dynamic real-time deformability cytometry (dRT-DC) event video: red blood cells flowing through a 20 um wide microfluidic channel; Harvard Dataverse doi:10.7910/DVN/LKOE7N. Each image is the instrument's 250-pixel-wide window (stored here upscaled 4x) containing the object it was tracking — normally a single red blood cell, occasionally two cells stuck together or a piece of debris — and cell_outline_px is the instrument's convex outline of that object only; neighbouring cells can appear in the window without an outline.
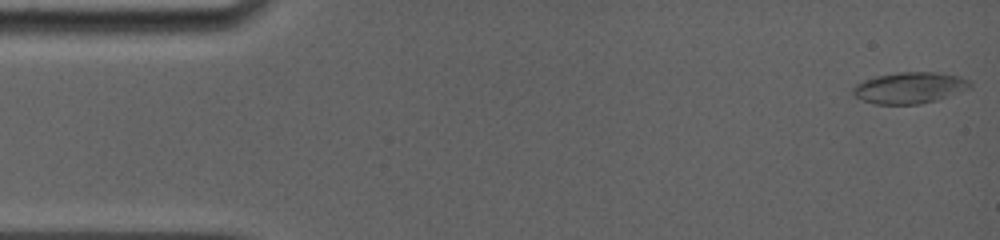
{"species": "common noctule bat (a hibernating species)", "species_latin": "Nyctalus noctula", "temperature_condition": "room temperature", "stored_images_in_passage": 71, "camera_frame_rate_fps": 5000, "um_per_image_px": 0.085, "animal": {"sex": "female", "body_mass_g": 19.0, "forearm_length_mm": 56.7}, "frame": {"image": 1, "passage_image": 1, "time_ms": 0.0, "image_size_px": [1000, 240], "cell_outline_px": [[972, 84], [968, 88], [936, 100], [920, 104], [876, 104], [864, 100], [856, 96], [852, 92], [852, 88], [856, 84], [864, 80], [876, 76], [896, 72], [936, 72], [960, 76], [968, 80]], "centroid_in_image_um": [77.29, 7.45], "position_along_channel_um": 7.7, "area_um2": 21.1}}
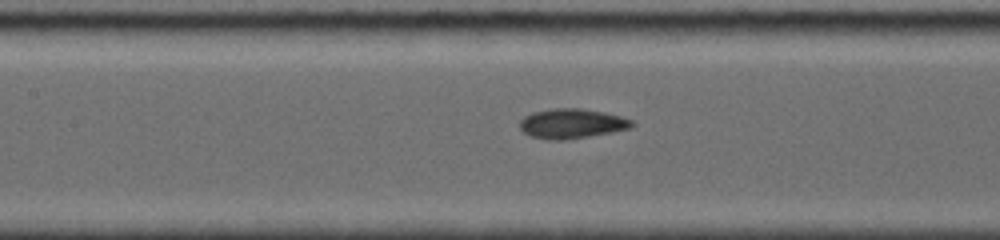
{"frame": {"image": 2, "passage_image": 34, "time_ms": 7.0, "image_size_px": [1000, 240], "cell_outline_px": [[636, 124], [632, 128], [612, 132], [588, 136], [560, 140], [552, 140], [532, 136], [524, 132], [520, 128], [520, 120], [524, 116], [532, 112], [552, 108], [580, 108], [604, 112], [620, 116], [632, 120]], "centroid_in_image_um": [48.62, 10.49], "position_along_channel_um": 158.8, "area_um2": 19.36}}
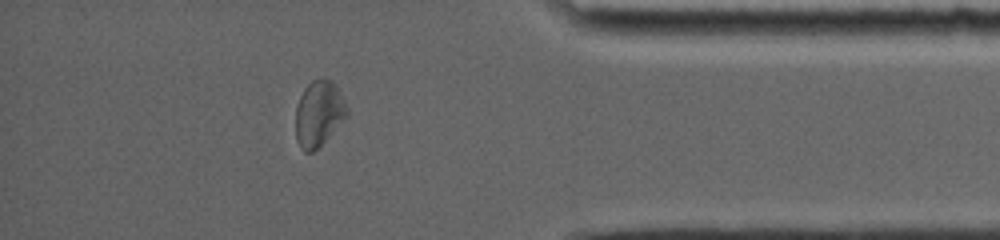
{"frame": {"image": 3, "passage_image": 62, "time_ms": 13.8, "image_size_px": [1000, 240], "cell_outline_px": [[348, 116], [312, 152], [304, 152], [300, 148], [296, 140], [296, 104], [304, 88], [312, 80], [332, 80], [340, 88], [348, 108]], "centroid_in_image_um": [27.1, 9.63], "position_along_channel_um": 408.1, "area_um2": 19.65}, "authors_computed_cell_mechanics": {"area_um2": 19.3052, "velocity_mm_per_s": 3.8789, "shape_relaxation_time_tau1_ms": 6.1311, "shape_relaxation_time_tau2_ms": 1.7976, "deformation_change_tau1": 0.1538, "deformation_change_tau2": 0.0631}}